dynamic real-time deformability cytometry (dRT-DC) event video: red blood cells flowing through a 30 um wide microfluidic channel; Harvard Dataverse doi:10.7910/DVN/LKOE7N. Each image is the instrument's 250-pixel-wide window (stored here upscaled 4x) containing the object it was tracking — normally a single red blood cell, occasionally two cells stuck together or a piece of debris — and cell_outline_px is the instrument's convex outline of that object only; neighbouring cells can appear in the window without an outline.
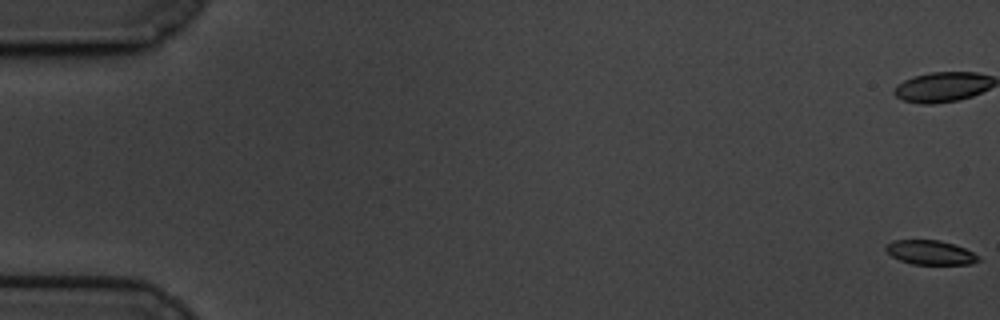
{"species": "common noctule bat (a hibernating species)", "species_latin": "Nyctalus noctula", "temperature_condition": "cold", "stored_images_in_passage": 61, "camera_frame_rate_fps": 3000, "um_per_image_px": 0.085, "animal": {"sex": "male", "body_mass_g": 19.5, "forearm_length_mm": 54.6}, "frame": {"image": 1, "passage_image": 1, "time_ms": 0.0, "image_size_px": [1000, 320], "cell_outline_px": [[980, 260], [972, 264], [912, 264], [900, 260], [892, 256], [884, 248], [888, 244], [896, 240], [940, 240], [964, 248], [980, 256]], "centroid_in_image_um": [79.11, 21.47], "position_along_channel_um": 5.9, "area_um2": 12.95}}